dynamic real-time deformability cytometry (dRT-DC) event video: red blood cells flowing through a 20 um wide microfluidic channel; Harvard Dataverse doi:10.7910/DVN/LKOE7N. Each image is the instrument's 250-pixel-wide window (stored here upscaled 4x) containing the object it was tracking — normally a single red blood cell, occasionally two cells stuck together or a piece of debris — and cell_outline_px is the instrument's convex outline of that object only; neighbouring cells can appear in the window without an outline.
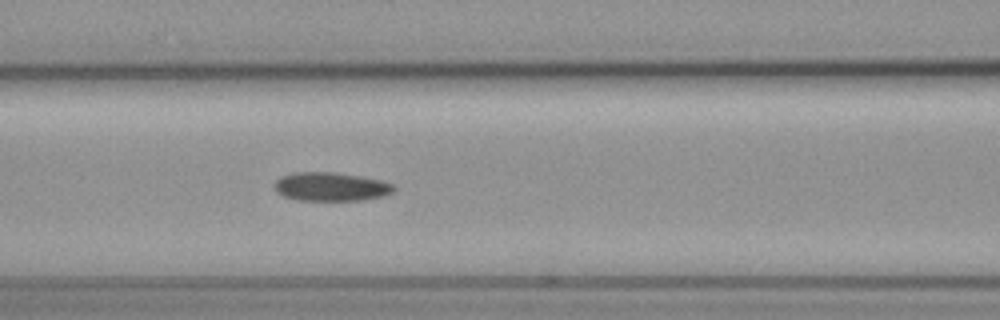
{"species": "common noctule bat (a hibernating species)", "species_latin": "Nyctalus noctula", "temperature_condition": "cold", "stored_images_in_passage": 18, "camera_frame_rate_fps": 3000, "um_per_image_px": 0.085, "animal": {"sex": "female", "body_mass_g": 19.3, "forearm_length_mm": 54.1}, "frame": {"image": 1, "passage_image": 8, "time_ms": 2.333, "image_size_px": [1000, 320], "cell_outline_px": [[396, 188], [392, 192], [384, 196], [364, 200], [296, 200], [284, 196], [276, 192], [276, 180], [280, 176], [292, 172], [332, 172], [360, 176], [380, 180], [392, 184]], "centroid_in_image_um": [28.12, 15.87], "position_along_channel_um": 138.5, "area_um2": 19.94}}
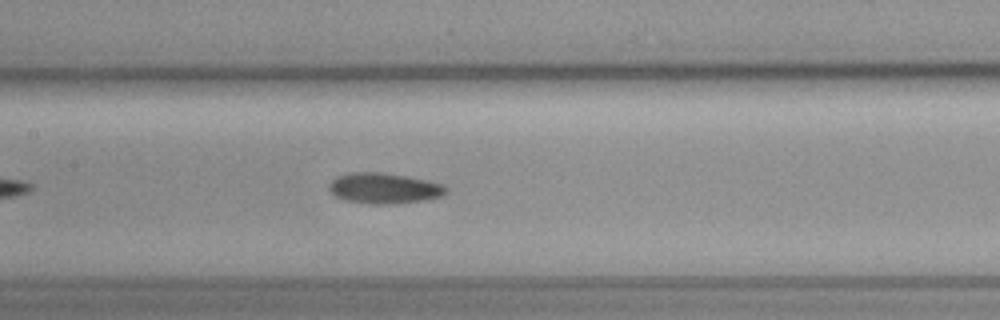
{"frame": {"image": 2, "passage_image": 11, "time_ms": 3.333, "image_size_px": [1000, 320], "cell_outline_px": [[448, 192], [444, 196], [424, 200], [396, 204], [368, 204], [344, 200], [336, 196], [328, 188], [332, 180], [340, 176], [352, 172], [380, 172], [428, 180], [444, 184], [448, 188]], "centroid_in_image_um": [32.71, 16.01], "position_along_channel_um": 174.7, "area_um2": 20.98}}